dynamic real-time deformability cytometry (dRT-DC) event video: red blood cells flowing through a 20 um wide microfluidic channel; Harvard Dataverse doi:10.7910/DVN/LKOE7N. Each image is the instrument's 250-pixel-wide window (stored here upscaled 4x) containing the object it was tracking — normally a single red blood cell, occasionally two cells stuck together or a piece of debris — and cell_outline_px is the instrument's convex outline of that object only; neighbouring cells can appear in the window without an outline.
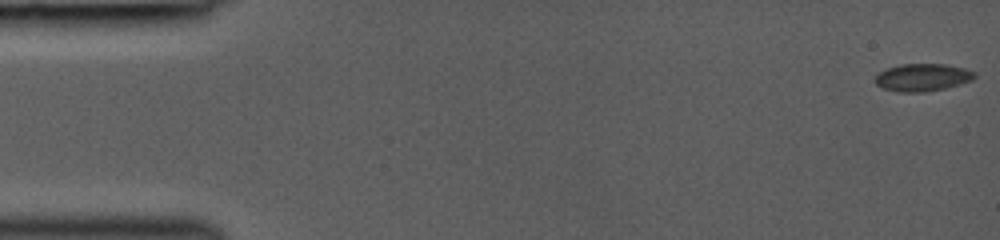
{"species": "common noctule bat (a hibernating species)", "species_latin": "Nyctalus noctula", "temperature_condition": "room temperature", "stored_images_in_passage": 29, "camera_frame_rate_fps": 3000, "um_per_image_px": 0.085, "animal": {"sex": "female", "body_mass_g": 19.0, "forearm_length_mm": 53.3}, "frame": {"image": 1, "passage_image": 1, "time_ms": 0.0, "image_size_px": [1000, 240], "cell_outline_px": [[976, 76], [972, 80], [960, 84], [944, 88], [924, 92], [896, 92], [884, 88], [876, 84], [876, 76], [880, 72], [888, 68], [900, 64], [944, 64], [964, 68], [976, 72]], "centroid_in_image_um": [78.43, 6.58], "position_along_channel_um": 6.6, "area_um2": 15.84}}
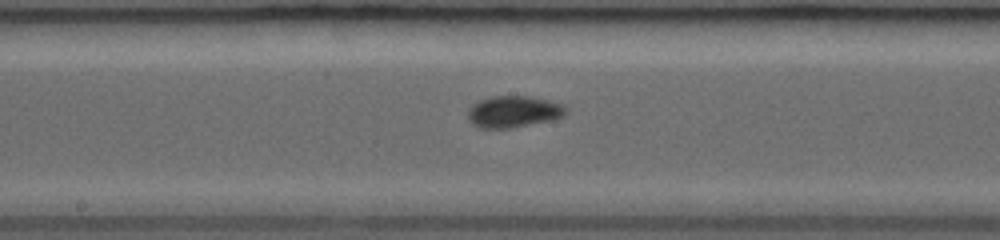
{"frame": {"image": 2, "passage_image": 17, "time_ms": 8.0, "image_size_px": [1000, 240], "cell_outline_px": [[568, 112], [564, 116], [552, 120], [512, 128], [480, 128], [472, 124], [468, 120], [468, 112], [472, 104], [480, 100], [492, 96], [528, 96], [548, 100], [564, 104], [568, 108]], "centroid_in_image_um": [43.68, 9.49], "position_along_channel_um": 204.5, "area_um2": 18.26}}
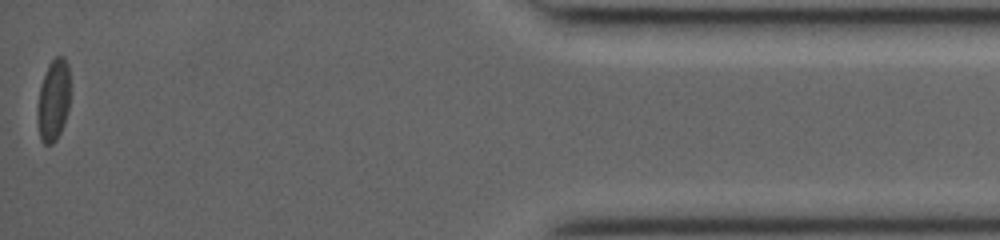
{"frame": {"image": 3, "passage_image": 29, "time_ms": 14.667, "image_size_px": [1000, 240], "cell_outline_px": [[68, 112], [64, 124], [56, 140], [52, 144], [44, 144], [40, 140], [36, 116], [36, 108], [40, 84], [48, 64], [56, 56], [64, 56], [68, 64]], "centroid_in_image_um": [4.5, 8.54], "position_along_channel_um": 430.7, "area_um2": 15.78}}